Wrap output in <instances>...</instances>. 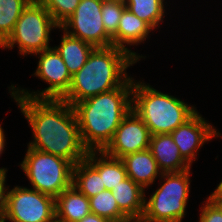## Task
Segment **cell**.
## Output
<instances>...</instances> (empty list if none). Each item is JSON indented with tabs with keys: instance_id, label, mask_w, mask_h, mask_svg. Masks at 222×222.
Instances as JSON below:
<instances>
[{
	"instance_id": "cell-1",
	"label": "cell",
	"mask_w": 222,
	"mask_h": 222,
	"mask_svg": "<svg viewBox=\"0 0 222 222\" xmlns=\"http://www.w3.org/2000/svg\"><path fill=\"white\" fill-rule=\"evenodd\" d=\"M32 130L27 147L53 154L73 165L86 159L73 107L62 99L10 96Z\"/></svg>"
},
{
	"instance_id": "cell-2",
	"label": "cell",
	"mask_w": 222,
	"mask_h": 222,
	"mask_svg": "<svg viewBox=\"0 0 222 222\" xmlns=\"http://www.w3.org/2000/svg\"><path fill=\"white\" fill-rule=\"evenodd\" d=\"M133 77L121 87L82 100L74 109L83 146L102 151L132 109Z\"/></svg>"
},
{
	"instance_id": "cell-3",
	"label": "cell",
	"mask_w": 222,
	"mask_h": 222,
	"mask_svg": "<svg viewBox=\"0 0 222 222\" xmlns=\"http://www.w3.org/2000/svg\"><path fill=\"white\" fill-rule=\"evenodd\" d=\"M136 63L140 62L121 48L95 47L83 67L72 76L70 88L61 99L73 106L121 87L131 77L127 69Z\"/></svg>"
},
{
	"instance_id": "cell-4",
	"label": "cell",
	"mask_w": 222,
	"mask_h": 222,
	"mask_svg": "<svg viewBox=\"0 0 222 222\" xmlns=\"http://www.w3.org/2000/svg\"><path fill=\"white\" fill-rule=\"evenodd\" d=\"M195 106L133 77L132 110L151 135L170 134L198 111Z\"/></svg>"
},
{
	"instance_id": "cell-5",
	"label": "cell",
	"mask_w": 222,
	"mask_h": 222,
	"mask_svg": "<svg viewBox=\"0 0 222 222\" xmlns=\"http://www.w3.org/2000/svg\"><path fill=\"white\" fill-rule=\"evenodd\" d=\"M191 171L162 173L158 188L145 197L143 221L183 222L191 194Z\"/></svg>"
},
{
	"instance_id": "cell-6",
	"label": "cell",
	"mask_w": 222,
	"mask_h": 222,
	"mask_svg": "<svg viewBox=\"0 0 222 222\" xmlns=\"http://www.w3.org/2000/svg\"><path fill=\"white\" fill-rule=\"evenodd\" d=\"M50 12L38 1L32 0L23 10L12 33L0 45V49L13 50L17 47L18 54L23 56L39 53L49 49L51 31L59 30Z\"/></svg>"
},
{
	"instance_id": "cell-7",
	"label": "cell",
	"mask_w": 222,
	"mask_h": 222,
	"mask_svg": "<svg viewBox=\"0 0 222 222\" xmlns=\"http://www.w3.org/2000/svg\"><path fill=\"white\" fill-rule=\"evenodd\" d=\"M18 165L31 184V189L59 196L72 185L73 164L65 158L27 147Z\"/></svg>"
},
{
	"instance_id": "cell-8",
	"label": "cell",
	"mask_w": 222,
	"mask_h": 222,
	"mask_svg": "<svg viewBox=\"0 0 222 222\" xmlns=\"http://www.w3.org/2000/svg\"><path fill=\"white\" fill-rule=\"evenodd\" d=\"M33 56L38 58L36 70L32 74L48 85L40 90H30L12 84L8 88L11 96H25L35 99H61L69 90L72 76L60 54L54 47Z\"/></svg>"
},
{
	"instance_id": "cell-9",
	"label": "cell",
	"mask_w": 222,
	"mask_h": 222,
	"mask_svg": "<svg viewBox=\"0 0 222 222\" xmlns=\"http://www.w3.org/2000/svg\"><path fill=\"white\" fill-rule=\"evenodd\" d=\"M2 213L8 222H54L55 198L25 186L5 188Z\"/></svg>"
},
{
	"instance_id": "cell-10",
	"label": "cell",
	"mask_w": 222,
	"mask_h": 222,
	"mask_svg": "<svg viewBox=\"0 0 222 222\" xmlns=\"http://www.w3.org/2000/svg\"><path fill=\"white\" fill-rule=\"evenodd\" d=\"M102 4L103 0H80L74 13L60 25V28L94 47L112 46V38L106 33L102 22Z\"/></svg>"
},
{
	"instance_id": "cell-11",
	"label": "cell",
	"mask_w": 222,
	"mask_h": 222,
	"mask_svg": "<svg viewBox=\"0 0 222 222\" xmlns=\"http://www.w3.org/2000/svg\"><path fill=\"white\" fill-rule=\"evenodd\" d=\"M170 134L179 148L181 157L190 167L198 160L199 151L206 143L222 136L198 111Z\"/></svg>"
},
{
	"instance_id": "cell-12",
	"label": "cell",
	"mask_w": 222,
	"mask_h": 222,
	"mask_svg": "<svg viewBox=\"0 0 222 222\" xmlns=\"http://www.w3.org/2000/svg\"><path fill=\"white\" fill-rule=\"evenodd\" d=\"M150 138L148 127L131 109L102 151L111 157L121 159L126 155L148 149Z\"/></svg>"
},
{
	"instance_id": "cell-13",
	"label": "cell",
	"mask_w": 222,
	"mask_h": 222,
	"mask_svg": "<svg viewBox=\"0 0 222 222\" xmlns=\"http://www.w3.org/2000/svg\"><path fill=\"white\" fill-rule=\"evenodd\" d=\"M155 32L145 21L131 13L127 8L123 11L119 20L118 30L112 38V45L127 51L138 62L143 61L147 56L135 52L131 48L135 45L145 44ZM132 46V47H131Z\"/></svg>"
},
{
	"instance_id": "cell-14",
	"label": "cell",
	"mask_w": 222,
	"mask_h": 222,
	"mask_svg": "<svg viewBox=\"0 0 222 222\" xmlns=\"http://www.w3.org/2000/svg\"><path fill=\"white\" fill-rule=\"evenodd\" d=\"M121 160L125 166L127 177L144 190L152 187L162 175V171L149 149L126 155Z\"/></svg>"
},
{
	"instance_id": "cell-15",
	"label": "cell",
	"mask_w": 222,
	"mask_h": 222,
	"mask_svg": "<svg viewBox=\"0 0 222 222\" xmlns=\"http://www.w3.org/2000/svg\"><path fill=\"white\" fill-rule=\"evenodd\" d=\"M148 149L162 173L182 172L192 168L181 157L171 134L151 135Z\"/></svg>"
},
{
	"instance_id": "cell-16",
	"label": "cell",
	"mask_w": 222,
	"mask_h": 222,
	"mask_svg": "<svg viewBox=\"0 0 222 222\" xmlns=\"http://www.w3.org/2000/svg\"><path fill=\"white\" fill-rule=\"evenodd\" d=\"M112 194L119 209L129 219H142L145 209L146 190L127 177L116 187L112 188Z\"/></svg>"
},
{
	"instance_id": "cell-17",
	"label": "cell",
	"mask_w": 222,
	"mask_h": 222,
	"mask_svg": "<svg viewBox=\"0 0 222 222\" xmlns=\"http://www.w3.org/2000/svg\"><path fill=\"white\" fill-rule=\"evenodd\" d=\"M90 213L89 199L73 185L55 198V219L59 222H79Z\"/></svg>"
},
{
	"instance_id": "cell-18",
	"label": "cell",
	"mask_w": 222,
	"mask_h": 222,
	"mask_svg": "<svg viewBox=\"0 0 222 222\" xmlns=\"http://www.w3.org/2000/svg\"><path fill=\"white\" fill-rule=\"evenodd\" d=\"M59 29L63 35H61L59 45L53 47L60 54L69 73L73 76L83 67L95 47L88 42L69 35L60 27Z\"/></svg>"
},
{
	"instance_id": "cell-19",
	"label": "cell",
	"mask_w": 222,
	"mask_h": 222,
	"mask_svg": "<svg viewBox=\"0 0 222 222\" xmlns=\"http://www.w3.org/2000/svg\"><path fill=\"white\" fill-rule=\"evenodd\" d=\"M86 160L100 173L105 189L111 191L127 178L121 159L111 157L103 151H88Z\"/></svg>"
},
{
	"instance_id": "cell-20",
	"label": "cell",
	"mask_w": 222,
	"mask_h": 222,
	"mask_svg": "<svg viewBox=\"0 0 222 222\" xmlns=\"http://www.w3.org/2000/svg\"><path fill=\"white\" fill-rule=\"evenodd\" d=\"M72 185L88 199L105 190L100 173L86 159L73 166Z\"/></svg>"
},
{
	"instance_id": "cell-21",
	"label": "cell",
	"mask_w": 222,
	"mask_h": 222,
	"mask_svg": "<svg viewBox=\"0 0 222 222\" xmlns=\"http://www.w3.org/2000/svg\"><path fill=\"white\" fill-rule=\"evenodd\" d=\"M124 3L131 13L145 21L155 31L167 16L165 14L169 6L167 0H124Z\"/></svg>"
},
{
	"instance_id": "cell-22",
	"label": "cell",
	"mask_w": 222,
	"mask_h": 222,
	"mask_svg": "<svg viewBox=\"0 0 222 222\" xmlns=\"http://www.w3.org/2000/svg\"><path fill=\"white\" fill-rule=\"evenodd\" d=\"M91 213L107 218L112 222H126L130 220L118 207L112 191L103 190L89 198Z\"/></svg>"
},
{
	"instance_id": "cell-23",
	"label": "cell",
	"mask_w": 222,
	"mask_h": 222,
	"mask_svg": "<svg viewBox=\"0 0 222 222\" xmlns=\"http://www.w3.org/2000/svg\"><path fill=\"white\" fill-rule=\"evenodd\" d=\"M32 0H0V45L9 37L23 10Z\"/></svg>"
},
{
	"instance_id": "cell-24",
	"label": "cell",
	"mask_w": 222,
	"mask_h": 222,
	"mask_svg": "<svg viewBox=\"0 0 222 222\" xmlns=\"http://www.w3.org/2000/svg\"><path fill=\"white\" fill-rule=\"evenodd\" d=\"M126 9L124 0H103L101 7L102 22L106 33L113 38L118 30L119 20Z\"/></svg>"
},
{
	"instance_id": "cell-25",
	"label": "cell",
	"mask_w": 222,
	"mask_h": 222,
	"mask_svg": "<svg viewBox=\"0 0 222 222\" xmlns=\"http://www.w3.org/2000/svg\"><path fill=\"white\" fill-rule=\"evenodd\" d=\"M60 26L75 11L80 0H38Z\"/></svg>"
},
{
	"instance_id": "cell-26",
	"label": "cell",
	"mask_w": 222,
	"mask_h": 222,
	"mask_svg": "<svg viewBox=\"0 0 222 222\" xmlns=\"http://www.w3.org/2000/svg\"><path fill=\"white\" fill-rule=\"evenodd\" d=\"M202 202L198 222H222V213L217 206L208 197Z\"/></svg>"
},
{
	"instance_id": "cell-27",
	"label": "cell",
	"mask_w": 222,
	"mask_h": 222,
	"mask_svg": "<svg viewBox=\"0 0 222 222\" xmlns=\"http://www.w3.org/2000/svg\"><path fill=\"white\" fill-rule=\"evenodd\" d=\"M7 173L8 170L5 167L0 168V212L3 211L4 207V196H5V188L7 185Z\"/></svg>"
},
{
	"instance_id": "cell-28",
	"label": "cell",
	"mask_w": 222,
	"mask_h": 222,
	"mask_svg": "<svg viewBox=\"0 0 222 222\" xmlns=\"http://www.w3.org/2000/svg\"><path fill=\"white\" fill-rule=\"evenodd\" d=\"M221 211L222 213V186L220 184L217 185L216 189L211 192L209 196H207Z\"/></svg>"
},
{
	"instance_id": "cell-29",
	"label": "cell",
	"mask_w": 222,
	"mask_h": 222,
	"mask_svg": "<svg viewBox=\"0 0 222 222\" xmlns=\"http://www.w3.org/2000/svg\"><path fill=\"white\" fill-rule=\"evenodd\" d=\"M79 222H112V221L107 218L90 213L85 217H83Z\"/></svg>"
},
{
	"instance_id": "cell-30",
	"label": "cell",
	"mask_w": 222,
	"mask_h": 222,
	"mask_svg": "<svg viewBox=\"0 0 222 222\" xmlns=\"http://www.w3.org/2000/svg\"><path fill=\"white\" fill-rule=\"evenodd\" d=\"M2 123H0V157H2L1 155L4 154L3 152L6 150L5 147L7 142H6V135H5V131L3 129V127L1 126Z\"/></svg>"
},
{
	"instance_id": "cell-31",
	"label": "cell",
	"mask_w": 222,
	"mask_h": 222,
	"mask_svg": "<svg viewBox=\"0 0 222 222\" xmlns=\"http://www.w3.org/2000/svg\"><path fill=\"white\" fill-rule=\"evenodd\" d=\"M6 221H7V219H6L5 215L2 212H0V222H6Z\"/></svg>"
},
{
	"instance_id": "cell-32",
	"label": "cell",
	"mask_w": 222,
	"mask_h": 222,
	"mask_svg": "<svg viewBox=\"0 0 222 222\" xmlns=\"http://www.w3.org/2000/svg\"><path fill=\"white\" fill-rule=\"evenodd\" d=\"M126 222H145V221H143L142 219H130Z\"/></svg>"
}]
</instances>
